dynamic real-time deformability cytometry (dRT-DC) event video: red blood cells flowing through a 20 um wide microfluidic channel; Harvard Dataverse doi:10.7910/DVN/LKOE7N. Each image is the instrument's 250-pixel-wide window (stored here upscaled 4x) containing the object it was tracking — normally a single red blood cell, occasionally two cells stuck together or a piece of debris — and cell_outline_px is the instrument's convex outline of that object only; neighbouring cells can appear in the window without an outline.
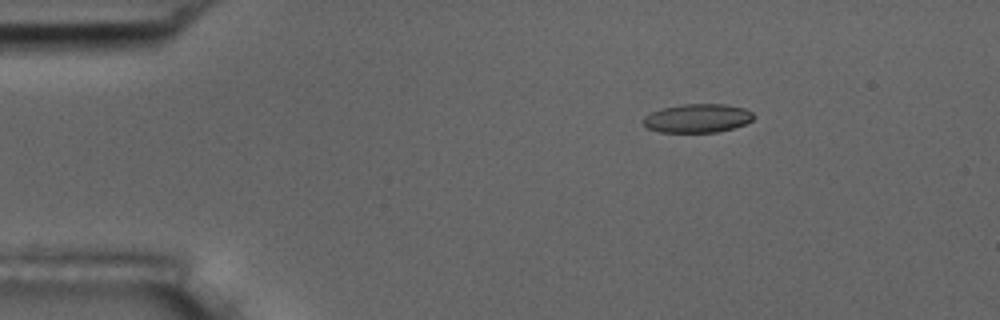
{"species": "common noctule bat (a hibernating species)", "species_latin": "Nyctalus noctula", "temperature_condition": "room temperature", "stored_images_in_passage": 5, "camera_frame_rate_fps": 3000, "um_per_image_px": 0.085, "animal": {"sex": "male", "body_mass_g": 17.5, "forearm_length_mm": 52.3}, "frame": {"image": 1, "passage_image": 2, "time_ms": 1.0, "image_size_px": [1000, 320], "cell_outline_px": [[756, 116], [752, 120], [744, 124], [732, 128], [716, 132], [660, 132], [648, 128], [644, 124], [644, 116], [652, 112], [664, 108], [680, 104], [724, 104], [744, 108], [752, 112]], "centroid_in_image_um": [59.3, 10.04], "position_along_channel_um": 25.7, "area_um2": 18.32}}